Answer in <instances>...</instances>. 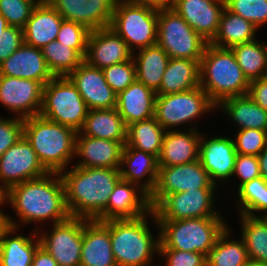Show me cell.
<instances>
[{
    "instance_id": "obj_20",
    "label": "cell",
    "mask_w": 267,
    "mask_h": 266,
    "mask_svg": "<svg viewBox=\"0 0 267 266\" xmlns=\"http://www.w3.org/2000/svg\"><path fill=\"white\" fill-rule=\"evenodd\" d=\"M206 138L201 136L200 139L199 161L211 182L217 185V182L227 181L233 176L237 157L235 143L227 136H216L208 140Z\"/></svg>"
},
{
    "instance_id": "obj_46",
    "label": "cell",
    "mask_w": 267,
    "mask_h": 266,
    "mask_svg": "<svg viewBox=\"0 0 267 266\" xmlns=\"http://www.w3.org/2000/svg\"><path fill=\"white\" fill-rule=\"evenodd\" d=\"M24 119L0 118V157L23 136Z\"/></svg>"
},
{
    "instance_id": "obj_37",
    "label": "cell",
    "mask_w": 267,
    "mask_h": 266,
    "mask_svg": "<svg viewBox=\"0 0 267 266\" xmlns=\"http://www.w3.org/2000/svg\"><path fill=\"white\" fill-rule=\"evenodd\" d=\"M228 227L219 235L215 246L208 251L206 266H243L249 260L243 238L231 240Z\"/></svg>"
},
{
    "instance_id": "obj_53",
    "label": "cell",
    "mask_w": 267,
    "mask_h": 266,
    "mask_svg": "<svg viewBox=\"0 0 267 266\" xmlns=\"http://www.w3.org/2000/svg\"><path fill=\"white\" fill-rule=\"evenodd\" d=\"M261 177L267 181V146L258 155Z\"/></svg>"
},
{
    "instance_id": "obj_2",
    "label": "cell",
    "mask_w": 267,
    "mask_h": 266,
    "mask_svg": "<svg viewBox=\"0 0 267 266\" xmlns=\"http://www.w3.org/2000/svg\"><path fill=\"white\" fill-rule=\"evenodd\" d=\"M65 201L71 217L96 220L107 208L116 183L121 179L117 168H83L73 165L59 173Z\"/></svg>"
},
{
    "instance_id": "obj_54",
    "label": "cell",
    "mask_w": 267,
    "mask_h": 266,
    "mask_svg": "<svg viewBox=\"0 0 267 266\" xmlns=\"http://www.w3.org/2000/svg\"><path fill=\"white\" fill-rule=\"evenodd\" d=\"M5 201L3 196L0 198V206L4 205ZM7 226L6 215L0 210V233Z\"/></svg>"
},
{
    "instance_id": "obj_35",
    "label": "cell",
    "mask_w": 267,
    "mask_h": 266,
    "mask_svg": "<svg viewBox=\"0 0 267 266\" xmlns=\"http://www.w3.org/2000/svg\"><path fill=\"white\" fill-rule=\"evenodd\" d=\"M165 131L154 116L137 121L127 126L126 144L158 158Z\"/></svg>"
},
{
    "instance_id": "obj_13",
    "label": "cell",
    "mask_w": 267,
    "mask_h": 266,
    "mask_svg": "<svg viewBox=\"0 0 267 266\" xmlns=\"http://www.w3.org/2000/svg\"><path fill=\"white\" fill-rule=\"evenodd\" d=\"M86 221L87 219L70 217L53 224L51 234L39 233L40 246L56 260L58 266H80L83 225Z\"/></svg>"
},
{
    "instance_id": "obj_32",
    "label": "cell",
    "mask_w": 267,
    "mask_h": 266,
    "mask_svg": "<svg viewBox=\"0 0 267 266\" xmlns=\"http://www.w3.org/2000/svg\"><path fill=\"white\" fill-rule=\"evenodd\" d=\"M137 80L157 93L159 91L163 74L170 59L168 54L158 45L139 49L134 56Z\"/></svg>"
},
{
    "instance_id": "obj_23",
    "label": "cell",
    "mask_w": 267,
    "mask_h": 266,
    "mask_svg": "<svg viewBox=\"0 0 267 266\" xmlns=\"http://www.w3.org/2000/svg\"><path fill=\"white\" fill-rule=\"evenodd\" d=\"M123 147L119 141L76 135L75 156L81 157V160L75 166L119 169Z\"/></svg>"
},
{
    "instance_id": "obj_29",
    "label": "cell",
    "mask_w": 267,
    "mask_h": 266,
    "mask_svg": "<svg viewBox=\"0 0 267 266\" xmlns=\"http://www.w3.org/2000/svg\"><path fill=\"white\" fill-rule=\"evenodd\" d=\"M156 93L137 79L117 95L116 109L126 126L154 116Z\"/></svg>"
},
{
    "instance_id": "obj_5",
    "label": "cell",
    "mask_w": 267,
    "mask_h": 266,
    "mask_svg": "<svg viewBox=\"0 0 267 266\" xmlns=\"http://www.w3.org/2000/svg\"><path fill=\"white\" fill-rule=\"evenodd\" d=\"M146 217H152V210L136 219L103 221L109 227L117 266H150L154 254L159 253V234L155 240Z\"/></svg>"
},
{
    "instance_id": "obj_40",
    "label": "cell",
    "mask_w": 267,
    "mask_h": 266,
    "mask_svg": "<svg viewBox=\"0 0 267 266\" xmlns=\"http://www.w3.org/2000/svg\"><path fill=\"white\" fill-rule=\"evenodd\" d=\"M239 215L257 217L254 212L263 213L267 217V181L262 177L254 178L238 187Z\"/></svg>"
},
{
    "instance_id": "obj_3",
    "label": "cell",
    "mask_w": 267,
    "mask_h": 266,
    "mask_svg": "<svg viewBox=\"0 0 267 266\" xmlns=\"http://www.w3.org/2000/svg\"><path fill=\"white\" fill-rule=\"evenodd\" d=\"M77 132L40 115L24 119L23 136L49 173L65 171L75 156Z\"/></svg>"
},
{
    "instance_id": "obj_43",
    "label": "cell",
    "mask_w": 267,
    "mask_h": 266,
    "mask_svg": "<svg viewBox=\"0 0 267 266\" xmlns=\"http://www.w3.org/2000/svg\"><path fill=\"white\" fill-rule=\"evenodd\" d=\"M102 71L107 84L117 95L137 79L133 58L105 67Z\"/></svg>"
},
{
    "instance_id": "obj_7",
    "label": "cell",
    "mask_w": 267,
    "mask_h": 266,
    "mask_svg": "<svg viewBox=\"0 0 267 266\" xmlns=\"http://www.w3.org/2000/svg\"><path fill=\"white\" fill-rule=\"evenodd\" d=\"M157 24V7L117 0L110 27L135 54L136 49L157 44Z\"/></svg>"
},
{
    "instance_id": "obj_22",
    "label": "cell",
    "mask_w": 267,
    "mask_h": 266,
    "mask_svg": "<svg viewBox=\"0 0 267 266\" xmlns=\"http://www.w3.org/2000/svg\"><path fill=\"white\" fill-rule=\"evenodd\" d=\"M0 75L36 80L43 85L54 78L41 49L25 42L0 64Z\"/></svg>"
},
{
    "instance_id": "obj_26",
    "label": "cell",
    "mask_w": 267,
    "mask_h": 266,
    "mask_svg": "<svg viewBox=\"0 0 267 266\" xmlns=\"http://www.w3.org/2000/svg\"><path fill=\"white\" fill-rule=\"evenodd\" d=\"M80 266H117L109 227L104 222L87 220L84 223Z\"/></svg>"
},
{
    "instance_id": "obj_14",
    "label": "cell",
    "mask_w": 267,
    "mask_h": 266,
    "mask_svg": "<svg viewBox=\"0 0 267 266\" xmlns=\"http://www.w3.org/2000/svg\"><path fill=\"white\" fill-rule=\"evenodd\" d=\"M215 189H197L171 193L154 209L157 220L221 217L214 208Z\"/></svg>"
},
{
    "instance_id": "obj_25",
    "label": "cell",
    "mask_w": 267,
    "mask_h": 266,
    "mask_svg": "<svg viewBox=\"0 0 267 266\" xmlns=\"http://www.w3.org/2000/svg\"><path fill=\"white\" fill-rule=\"evenodd\" d=\"M195 127L188 131L167 130L164 133L158 166L182 165L199 160L201 135Z\"/></svg>"
},
{
    "instance_id": "obj_21",
    "label": "cell",
    "mask_w": 267,
    "mask_h": 266,
    "mask_svg": "<svg viewBox=\"0 0 267 266\" xmlns=\"http://www.w3.org/2000/svg\"><path fill=\"white\" fill-rule=\"evenodd\" d=\"M152 210L149 196L138 186L120 179L111 193L106 210L96 219H136Z\"/></svg>"
},
{
    "instance_id": "obj_41",
    "label": "cell",
    "mask_w": 267,
    "mask_h": 266,
    "mask_svg": "<svg viewBox=\"0 0 267 266\" xmlns=\"http://www.w3.org/2000/svg\"><path fill=\"white\" fill-rule=\"evenodd\" d=\"M225 7L257 28L267 23V0H225Z\"/></svg>"
},
{
    "instance_id": "obj_34",
    "label": "cell",
    "mask_w": 267,
    "mask_h": 266,
    "mask_svg": "<svg viewBox=\"0 0 267 266\" xmlns=\"http://www.w3.org/2000/svg\"><path fill=\"white\" fill-rule=\"evenodd\" d=\"M257 29L250 21L232 13L225 7L220 18L217 34L210 44L220 48H231L256 39Z\"/></svg>"
},
{
    "instance_id": "obj_12",
    "label": "cell",
    "mask_w": 267,
    "mask_h": 266,
    "mask_svg": "<svg viewBox=\"0 0 267 266\" xmlns=\"http://www.w3.org/2000/svg\"><path fill=\"white\" fill-rule=\"evenodd\" d=\"M48 173L31 144L22 136L0 157V192L3 194L16 184L41 178Z\"/></svg>"
},
{
    "instance_id": "obj_49",
    "label": "cell",
    "mask_w": 267,
    "mask_h": 266,
    "mask_svg": "<svg viewBox=\"0 0 267 266\" xmlns=\"http://www.w3.org/2000/svg\"><path fill=\"white\" fill-rule=\"evenodd\" d=\"M24 43L23 29L9 26L4 29L0 41V64Z\"/></svg>"
},
{
    "instance_id": "obj_16",
    "label": "cell",
    "mask_w": 267,
    "mask_h": 266,
    "mask_svg": "<svg viewBox=\"0 0 267 266\" xmlns=\"http://www.w3.org/2000/svg\"><path fill=\"white\" fill-rule=\"evenodd\" d=\"M64 20L84 25L88 30L110 27L117 0H46Z\"/></svg>"
},
{
    "instance_id": "obj_33",
    "label": "cell",
    "mask_w": 267,
    "mask_h": 266,
    "mask_svg": "<svg viewBox=\"0 0 267 266\" xmlns=\"http://www.w3.org/2000/svg\"><path fill=\"white\" fill-rule=\"evenodd\" d=\"M218 107H222V111L238 125V130L254 128L267 131V111L256 104L248 94L228 98Z\"/></svg>"
},
{
    "instance_id": "obj_31",
    "label": "cell",
    "mask_w": 267,
    "mask_h": 266,
    "mask_svg": "<svg viewBox=\"0 0 267 266\" xmlns=\"http://www.w3.org/2000/svg\"><path fill=\"white\" fill-rule=\"evenodd\" d=\"M200 86V61L170 58L156 95L184 92Z\"/></svg>"
},
{
    "instance_id": "obj_48",
    "label": "cell",
    "mask_w": 267,
    "mask_h": 266,
    "mask_svg": "<svg viewBox=\"0 0 267 266\" xmlns=\"http://www.w3.org/2000/svg\"><path fill=\"white\" fill-rule=\"evenodd\" d=\"M240 179V185L261 177L258 156L237 154L233 176Z\"/></svg>"
},
{
    "instance_id": "obj_39",
    "label": "cell",
    "mask_w": 267,
    "mask_h": 266,
    "mask_svg": "<svg viewBox=\"0 0 267 266\" xmlns=\"http://www.w3.org/2000/svg\"><path fill=\"white\" fill-rule=\"evenodd\" d=\"M46 64L54 77L68 76L83 61L84 58L68 45L54 40L41 48Z\"/></svg>"
},
{
    "instance_id": "obj_8",
    "label": "cell",
    "mask_w": 267,
    "mask_h": 266,
    "mask_svg": "<svg viewBox=\"0 0 267 266\" xmlns=\"http://www.w3.org/2000/svg\"><path fill=\"white\" fill-rule=\"evenodd\" d=\"M89 108L67 76L54 77L44 85L40 116L73 128H82Z\"/></svg>"
},
{
    "instance_id": "obj_18",
    "label": "cell",
    "mask_w": 267,
    "mask_h": 266,
    "mask_svg": "<svg viewBox=\"0 0 267 266\" xmlns=\"http://www.w3.org/2000/svg\"><path fill=\"white\" fill-rule=\"evenodd\" d=\"M171 8L210 43L217 34L225 0H173Z\"/></svg>"
},
{
    "instance_id": "obj_6",
    "label": "cell",
    "mask_w": 267,
    "mask_h": 266,
    "mask_svg": "<svg viewBox=\"0 0 267 266\" xmlns=\"http://www.w3.org/2000/svg\"><path fill=\"white\" fill-rule=\"evenodd\" d=\"M152 219L159 228V249H176L207 255L215 246L227 224L222 217L189 218L183 220Z\"/></svg>"
},
{
    "instance_id": "obj_47",
    "label": "cell",
    "mask_w": 267,
    "mask_h": 266,
    "mask_svg": "<svg viewBox=\"0 0 267 266\" xmlns=\"http://www.w3.org/2000/svg\"><path fill=\"white\" fill-rule=\"evenodd\" d=\"M158 255L166 257L165 266H206V255L176 249H159Z\"/></svg>"
},
{
    "instance_id": "obj_1",
    "label": "cell",
    "mask_w": 267,
    "mask_h": 266,
    "mask_svg": "<svg viewBox=\"0 0 267 266\" xmlns=\"http://www.w3.org/2000/svg\"><path fill=\"white\" fill-rule=\"evenodd\" d=\"M5 204L10 203L21 223L44 222L53 224L69 219L63 181L59 173L28 180L10 187L2 194Z\"/></svg>"
},
{
    "instance_id": "obj_9",
    "label": "cell",
    "mask_w": 267,
    "mask_h": 266,
    "mask_svg": "<svg viewBox=\"0 0 267 266\" xmlns=\"http://www.w3.org/2000/svg\"><path fill=\"white\" fill-rule=\"evenodd\" d=\"M157 44L170 58L201 61L208 42L171 7L158 8Z\"/></svg>"
},
{
    "instance_id": "obj_38",
    "label": "cell",
    "mask_w": 267,
    "mask_h": 266,
    "mask_svg": "<svg viewBox=\"0 0 267 266\" xmlns=\"http://www.w3.org/2000/svg\"><path fill=\"white\" fill-rule=\"evenodd\" d=\"M241 237L244 240L248 257L267 263V217L240 215Z\"/></svg>"
},
{
    "instance_id": "obj_50",
    "label": "cell",
    "mask_w": 267,
    "mask_h": 266,
    "mask_svg": "<svg viewBox=\"0 0 267 266\" xmlns=\"http://www.w3.org/2000/svg\"><path fill=\"white\" fill-rule=\"evenodd\" d=\"M248 96L267 111V76L250 81Z\"/></svg>"
},
{
    "instance_id": "obj_30",
    "label": "cell",
    "mask_w": 267,
    "mask_h": 266,
    "mask_svg": "<svg viewBox=\"0 0 267 266\" xmlns=\"http://www.w3.org/2000/svg\"><path fill=\"white\" fill-rule=\"evenodd\" d=\"M76 135H85L98 139L127 141V126L116 108L89 110L82 128Z\"/></svg>"
},
{
    "instance_id": "obj_42",
    "label": "cell",
    "mask_w": 267,
    "mask_h": 266,
    "mask_svg": "<svg viewBox=\"0 0 267 266\" xmlns=\"http://www.w3.org/2000/svg\"><path fill=\"white\" fill-rule=\"evenodd\" d=\"M40 1L42 0H0V13L9 26L23 29Z\"/></svg>"
},
{
    "instance_id": "obj_4",
    "label": "cell",
    "mask_w": 267,
    "mask_h": 266,
    "mask_svg": "<svg viewBox=\"0 0 267 266\" xmlns=\"http://www.w3.org/2000/svg\"><path fill=\"white\" fill-rule=\"evenodd\" d=\"M250 82L230 48L208 43L200 61V87L217 107L224 100L246 95Z\"/></svg>"
},
{
    "instance_id": "obj_15",
    "label": "cell",
    "mask_w": 267,
    "mask_h": 266,
    "mask_svg": "<svg viewBox=\"0 0 267 266\" xmlns=\"http://www.w3.org/2000/svg\"><path fill=\"white\" fill-rule=\"evenodd\" d=\"M44 85L36 80L0 75V104L20 118L40 114Z\"/></svg>"
},
{
    "instance_id": "obj_27",
    "label": "cell",
    "mask_w": 267,
    "mask_h": 266,
    "mask_svg": "<svg viewBox=\"0 0 267 266\" xmlns=\"http://www.w3.org/2000/svg\"><path fill=\"white\" fill-rule=\"evenodd\" d=\"M15 221L6 215L7 226L0 233V266H31L35 251L40 246L39 237L33 239V234L32 238L22 234L12 237L20 227V221Z\"/></svg>"
},
{
    "instance_id": "obj_44",
    "label": "cell",
    "mask_w": 267,
    "mask_h": 266,
    "mask_svg": "<svg viewBox=\"0 0 267 266\" xmlns=\"http://www.w3.org/2000/svg\"><path fill=\"white\" fill-rule=\"evenodd\" d=\"M90 30L84 25L63 20L56 40L75 49L83 58L86 54L87 41Z\"/></svg>"
},
{
    "instance_id": "obj_36",
    "label": "cell",
    "mask_w": 267,
    "mask_h": 266,
    "mask_svg": "<svg viewBox=\"0 0 267 266\" xmlns=\"http://www.w3.org/2000/svg\"><path fill=\"white\" fill-rule=\"evenodd\" d=\"M247 80L267 76V44L254 39L230 48Z\"/></svg>"
},
{
    "instance_id": "obj_45",
    "label": "cell",
    "mask_w": 267,
    "mask_h": 266,
    "mask_svg": "<svg viewBox=\"0 0 267 266\" xmlns=\"http://www.w3.org/2000/svg\"><path fill=\"white\" fill-rule=\"evenodd\" d=\"M237 132L233 139L237 154L258 156L267 146V131L250 128Z\"/></svg>"
},
{
    "instance_id": "obj_55",
    "label": "cell",
    "mask_w": 267,
    "mask_h": 266,
    "mask_svg": "<svg viewBox=\"0 0 267 266\" xmlns=\"http://www.w3.org/2000/svg\"><path fill=\"white\" fill-rule=\"evenodd\" d=\"M7 27H9L8 22L5 20V18L2 16V14L0 13V41L2 38V33L4 31V29H6Z\"/></svg>"
},
{
    "instance_id": "obj_19",
    "label": "cell",
    "mask_w": 267,
    "mask_h": 266,
    "mask_svg": "<svg viewBox=\"0 0 267 266\" xmlns=\"http://www.w3.org/2000/svg\"><path fill=\"white\" fill-rule=\"evenodd\" d=\"M133 57L127 43L111 27L90 31L84 61L99 69Z\"/></svg>"
},
{
    "instance_id": "obj_51",
    "label": "cell",
    "mask_w": 267,
    "mask_h": 266,
    "mask_svg": "<svg viewBox=\"0 0 267 266\" xmlns=\"http://www.w3.org/2000/svg\"><path fill=\"white\" fill-rule=\"evenodd\" d=\"M31 266H58V264L43 247L39 246L35 251Z\"/></svg>"
},
{
    "instance_id": "obj_11",
    "label": "cell",
    "mask_w": 267,
    "mask_h": 266,
    "mask_svg": "<svg viewBox=\"0 0 267 266\" xmlns=\"http://www.w3.org/2000/svg\"><path fill=\"white\" fill-rule=\"evenodd\" d=\"M199 160L188 164L159 167L156 188L149 197L154 209L167 195L197 189H216Z\"/></svg>"
},
{
    "instance_id": "obj_24",
    "label": "cell",
    "mask_w": 267,
    "mask_h": 266,
    "mask_svg": "<svg viewBox=\"0 0 267 266\" xmlns=\"http://www.w3.org/2000/svg\"><path fill=\"white\" fill-rule=\"evenodd\" d=\"M119 170L122 180L138 186L149 197L155 191L159 171L158 158L156 156L125 144ZM144 177H146V180L143 183L142 178L145 179Z\"/></svg>"
},
{
    "instance_id": "obj_56",
    "label": "cell",
    "mask_w": 267,
    "mask_h": 266,
    "mask_svg": "<svg viewBox=\"0 0 267 266\" xmlns=\"http://www.w3.org/2000/svg\"><path fill=\"white\" fill-rule=\"evenodd\" d=\"M243 266H267V263H261V262L249 259Z\"/></svg>"
},
{
    "instance_id": "obj_10",
    "label": "cell",
    "mask_w": 267,
    "mask_h": 266,
    "mask_svg": "<svg viewBox=\"0 0 267 266\" xmlns=\"http://www.w3.org/2000/svg\"><path fill=\"white\" fill-rule=\"evenodd\" d=\"M215 108L207 93L198 86L184 92L156 95L154 117L166 131L175 130L174 127L193 122Z\"/></svg>"
},
{
    "instance_id": "obj_28",
    "label": "cell",
    "mask_w": 267,
    "mask_h": 266,
    "mask_svg": "<svg viewBox=\"0 0 267 266\" xmlns=\"http://www.w3.org/2000/svg\"><path fill=\"white\" fill-rule=\"evenodd\" d=\"M63 17L46 1L34 8L23 28L24 42L36 48H43L56 40Z\"/></svg>"
},
{
    "instance_id": "obj_17",
    "label": "cell",
    "mask_w": 267,
    "mask_h": 266,
    "mask_svg": "<svg viewBox=\"0 0 267 266\" xmlns=\"http://www.w3.org/2000/svg\"><path fill=\"white\" fill-rule=\"evenodd\" d=\"M67 77L75 85L89 110L116 108L117 94L107 84L102 69L83 61Z\"/></svg>"
},
{
    "instance_id": "obj_52",
    "label": "cell",
    "mask_w": 267,
    "mask_h": 266,
    "mask_svg": "<svg viewBox=\"0 0 267 266\" xmlns=\"http://www.w3.org/2000/svg\"><path fill=\"white\" fill-rule=\"evenodd\" d=\"M132 3L152 5L157 8L171 7L173 0H126Z\"/></svg>"
}]
</instances>
